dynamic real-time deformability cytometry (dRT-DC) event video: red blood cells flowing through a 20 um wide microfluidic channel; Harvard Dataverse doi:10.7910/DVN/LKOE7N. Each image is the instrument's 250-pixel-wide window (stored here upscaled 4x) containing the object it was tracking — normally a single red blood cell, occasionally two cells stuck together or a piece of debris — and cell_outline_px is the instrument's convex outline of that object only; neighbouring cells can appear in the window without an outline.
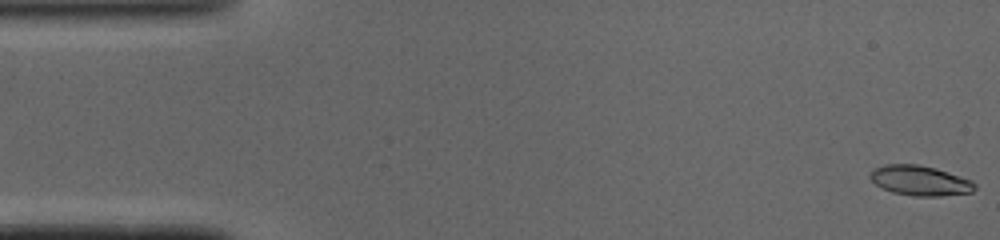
{"species": "common noctule bat (a hibernating species)", "species_latin": "Nyctalus noctula", "temperature_condition": "cold", "stored_images_in_passage": 50, "segment_of_instrument_passage": [1, 2], "camera_frame_rate_fps": 3000, "um_per_image_px": 0.085, "animal": {"sex": "male", "body_mass_g": 19.0, "forearm_length_mm": 50.8}, "frame": {"image": 1, "passage_image": 1, "time_ms": 0.0, "image_size_px": [1000, 240], "cell_outline_px": [[976, 188], [972, 192], [940, 196], [912, 196], [892, 192], [876, 184], [868, 176], [876, 168], [884, 164], [916, 164], [936, 168], [972, 180], [976, 184]], "centroid_in_image_um": [78.23, 15.35], "position_along_channel_um": 6.8, "area_um2": 18.21}}
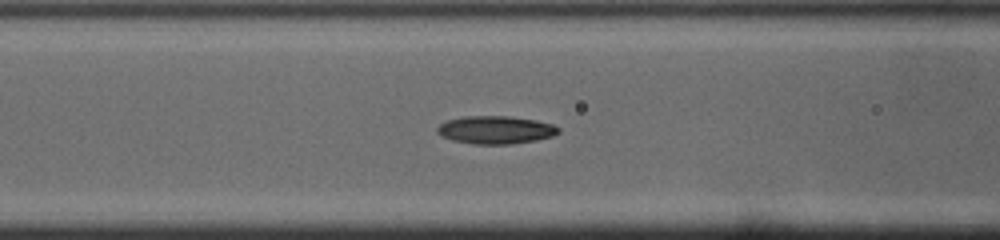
{"frame": {"image": 2, "passage_image": 19, "time_ms": 6.0, "image_size_px": [1000, 240], "cell_outline_px": [[560, 132], [552, 136], [536, 140], [512, 144], [472, 144], [452, 140], [440, 136], [436, 132], [436, 128], [440, 124], [448, 120], [464, 116], [508, 116], [536, 120], [552, 124], [560, 128]], "centroid_in_image_um": [42.11, 11.04], "position_along_channel_um": 124.5, "area_um2": 19.83}}
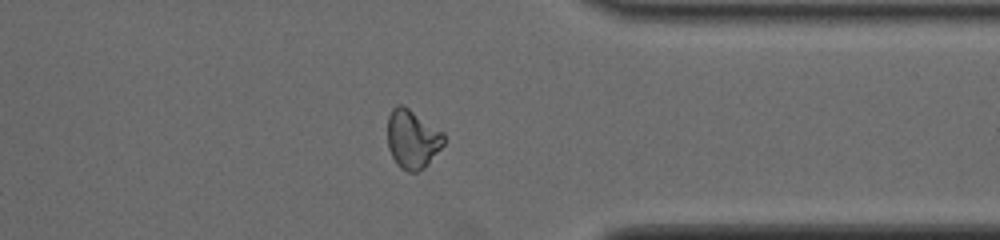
{"frame": {"image": 3, "passage_image": 38, "time_ms": 12.333, "image_size_px": [1000, 240], "cell_outline_px": [[444, 144], [424, 168], [416, 172], [408, 172], [400, 168], [396, 164], [388, 148], [388, 116], [392, 108], [396, 104], [404, 104], [444, 132]], "centroid_in_image_um": [35.04, 11.8], "position_along_channel_um": 376.4, "area_um2": 19.54}}